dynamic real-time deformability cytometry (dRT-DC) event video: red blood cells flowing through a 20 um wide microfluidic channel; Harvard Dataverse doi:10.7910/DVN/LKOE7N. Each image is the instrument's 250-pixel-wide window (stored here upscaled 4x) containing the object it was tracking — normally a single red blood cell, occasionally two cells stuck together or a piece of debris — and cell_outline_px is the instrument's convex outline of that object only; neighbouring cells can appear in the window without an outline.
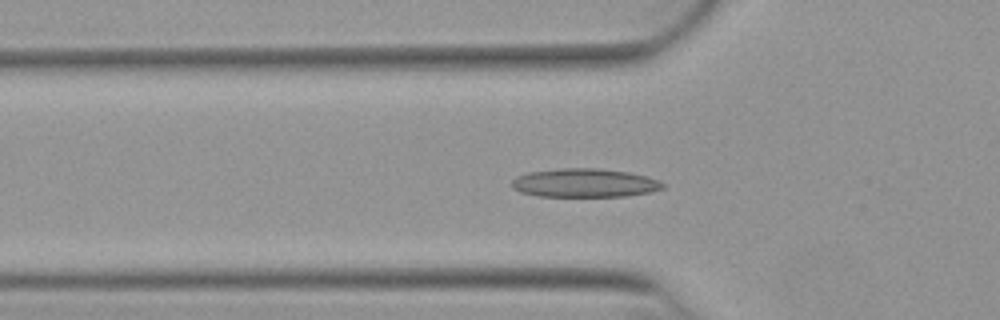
{"species": "Egyptian fruit bat (a non-hibernating species)", "species_latin": "Rousettus aegyptiacus", "temperature_condition": "warm", "stored_images_in_passage": 51, "camera_frame_rate_fps": 3000, "um_per_image_px": 0.085, "animal": {"sex": "female"}, "frame": {"image": 1, "passage_image": 16, "time_ms": 5.0, "image_size_px": [1000, 320], "cell_outline_px": [[664, 188], [652, 192], [624, 196], [536, 196], [520, 192], [512, 188], [512, 180], [516, 176], [528, 172], [560, 168], [600, 168], [628, 172], [644, 176], [656, 180], [664, 184]], "centroid_in_image_um": [49.65, 15.55], "position_along_channel_um": 76.2, "area_um2": 25.2}}
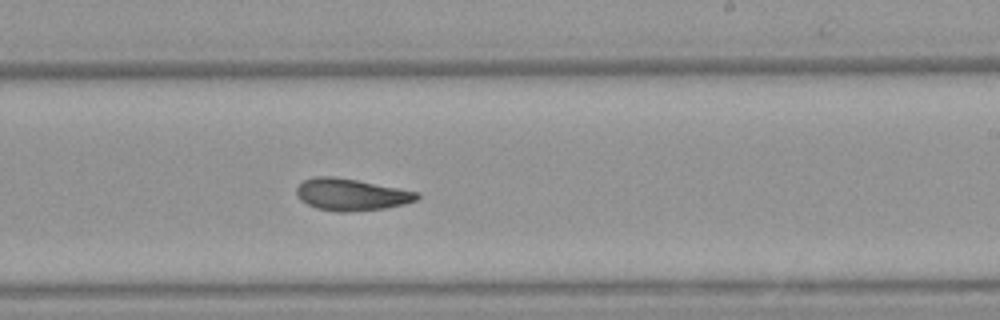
{"frame": {"image": 2, "passage_image": 30, "time_ms": 9.667, "image_size_px": [1000, 320], "cell_outline_px": [[420, 196], [416, 200], [404, 204], [384, 208], [348, 212], [336, 212], [316, 208], [300, 200], [296, 192], [296, 188], [304, 180], [316, 176], [332, 176], [356, 180], [420, 192]], "centroid_in_image_um": [29.85, 16.54], "position_along_channel_um": 259.2, "area_um2": 22.31}}
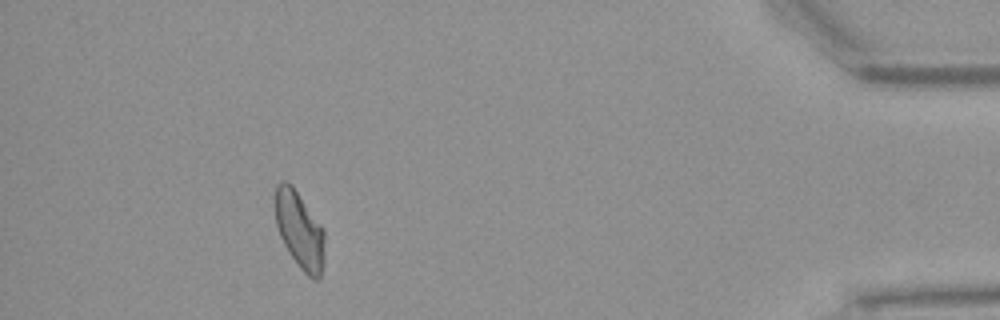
{"frame": {"image": 3, "passage_image": 46, "time_ms": 15.0, "image_size_px": [1000, 320], "cell_outline_px": [[324, 260], [320, 276], [316, 280], [312, 280], [300, 268], [288, 252], [280, 236], [276, 224], [276, 184], [280, 180], [284, 180], [292, 184], [324, 228]], "centroid_in_image_um": [25.48, 19.55], "position_along_channel_um": 409.7, "area_um2": 22.31}, "authors_computed_cell_mechanics": {"area_um2": 22.6576, "velocity_mm_per_s": 3.9212, "shape_relaxation_time_tau1_ms": null, "shape_relaxation_time_tau2_ms": 5.2162, "deformation_change_tau1": null, "deformation_change_tau2": 0.0924}}